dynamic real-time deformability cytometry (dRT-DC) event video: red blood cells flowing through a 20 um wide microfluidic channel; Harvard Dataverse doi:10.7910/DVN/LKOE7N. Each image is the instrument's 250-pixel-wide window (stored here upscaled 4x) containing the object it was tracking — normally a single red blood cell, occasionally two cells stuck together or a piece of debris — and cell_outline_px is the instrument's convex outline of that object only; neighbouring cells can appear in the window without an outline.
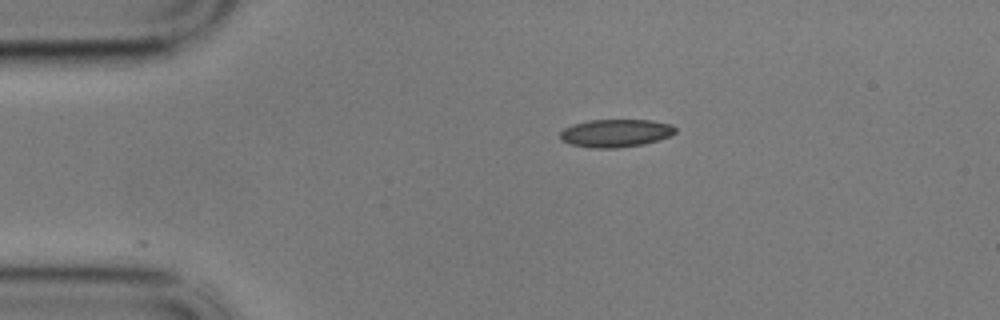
{"species": "common noctule bat (a hibernating species)", "species_latin": "Nyctalus noctula", "temperature_condition": "cold", "stored_images_in_passage": 5, "camera_frame_rate_fps": 3000, "um_per_image_px": 0.085, "animal": {"sex": "male", "body_mass_g": 17.9}, "frame": {"image": 1, "passage_image": 1, "time_ms": 0.0, "image_size_px": [1000, 320], "cell_outline_px": [[676, 132], [660, 140], [644, 144], [616, 148], [592, 148], [568, 144], [560, 140], [560, 132], [564, 128], [572, 124], [588, 120], [652, 120], [672, 124], [676, 128]], "centroid_in_image_um": [52.31, 11.31], "position_along_channel_um": 32.7, "area_um2": 18.96}}